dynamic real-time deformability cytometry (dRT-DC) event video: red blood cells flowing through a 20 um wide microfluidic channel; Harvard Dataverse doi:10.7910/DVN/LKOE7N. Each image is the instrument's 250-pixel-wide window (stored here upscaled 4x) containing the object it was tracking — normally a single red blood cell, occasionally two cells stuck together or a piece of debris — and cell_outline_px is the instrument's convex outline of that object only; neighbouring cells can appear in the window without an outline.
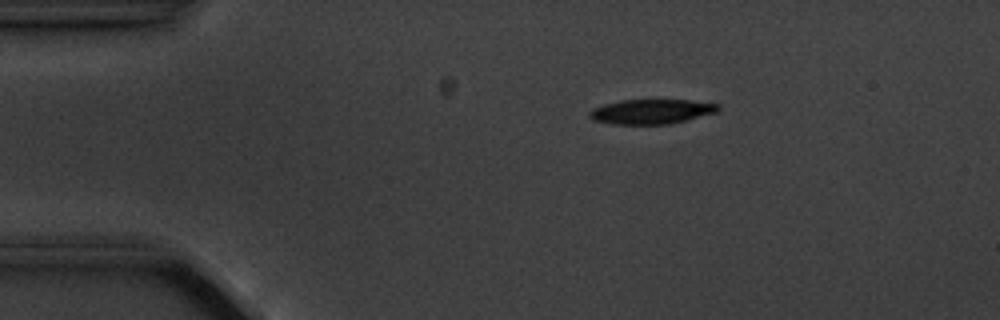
{"species": "common noctule bat (a hibernating species)", "species_latin": "Nyctalus noctula", "temperature_condition": "cold", "stored_images_in_passage": 4, "camera_frame_rate_fps": 3000, "um_per_image_px": 0.085, "animal": {"sex": "male", "body_mass_g": 20.1, "forearm_length_mm": 53.5}, "frame": {"image": 1, "passage_image": 1, "time_ms": 0.0, "image_size_px": [1000, 320], "cell_outline_px": [[720, 108], [716, 112], [668, 124], [612, 124], [592, 120], [588, 116], [588, 112], [592, 108], [604, 104], [620, 100], [688, 100], [720, 104]], "centroid_in_image_um": [55.31, 9.48], "position_along_channel_um": 29.7, "area_um2": 18.44}}